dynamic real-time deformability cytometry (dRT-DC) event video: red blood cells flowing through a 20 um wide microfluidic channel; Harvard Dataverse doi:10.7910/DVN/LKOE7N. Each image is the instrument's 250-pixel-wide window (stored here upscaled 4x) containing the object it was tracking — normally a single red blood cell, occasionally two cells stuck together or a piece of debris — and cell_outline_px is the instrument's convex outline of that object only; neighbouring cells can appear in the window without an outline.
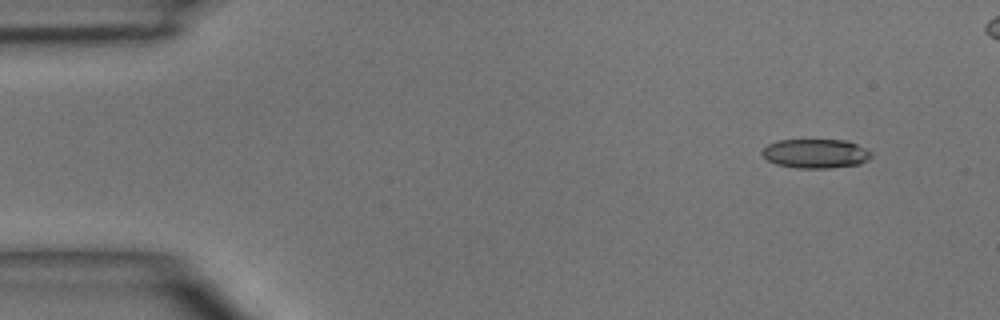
{"species": "common noctule bat (a hibernating species)", "species_latin": "Nyctalus noctula", "temperature_condition": "room temperature", "stored_images_in_passage": 6, "camera_frame_rate_fps": 3000, "um_per_image_px": 0.085, "animal": {"sex": "male", "body_mass_g": 15.6}, "frame": {"image": 1, "passage_image": 1, "time_ms": 0.0, "image_size_px": [1000, 320], "cell_outline_px": [[872, 156], [868, 160], [860, 164], [832, 168], [796, 168], [776, 164], [768, 160], [760, 152], [768, 144], [776, 140], [844, 140], [856, 144], [872, 152]], "centroid_in_image_um": [69.33, 13.06], "position_along_channel_um": 15.7, "area_um2": 18.61}}
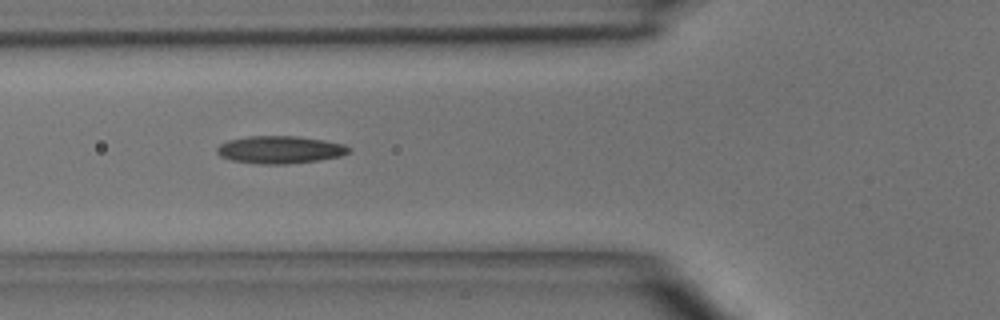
{"frame": {"image": 2, "passage_image": 4, "time_ms": 4.333, "image_size_px": [1000, 320], "cell_outline_px": [[352, 148], [348, 152], [340, 156], [320, 160], [288, 164], [260, 164], [232, 160], [220, 156], [216, 152], [216, 148], [220, 144], [228, 140], [248, 136], [296, 136], [324, 140], [344, 144]], "centroid_in_image_um": [23.79, 12.72], "position_along_channel_um": 102.0, "area_um2": 21.21}}
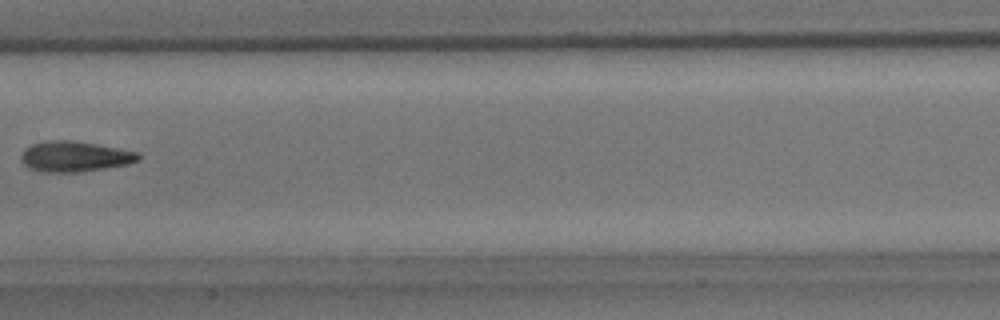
{"frame": {"image": 3, "passage_image": 6, "time_ms": 6.667, "image_size_px": [1000, 320], "cell_outline_px": [[140, 156], [136, 160], [128, 164], [80, 172], [44, 172], [28, 168], [24, 164], [20, 156], [24, 148], [32, 144], [48, 140], [72, 140], [96, 144], [136, 152]], "centroid_in_image_um": [6.28, 13.3], "position_along_channel_um": 201.1, "area_um2": 20.63}}